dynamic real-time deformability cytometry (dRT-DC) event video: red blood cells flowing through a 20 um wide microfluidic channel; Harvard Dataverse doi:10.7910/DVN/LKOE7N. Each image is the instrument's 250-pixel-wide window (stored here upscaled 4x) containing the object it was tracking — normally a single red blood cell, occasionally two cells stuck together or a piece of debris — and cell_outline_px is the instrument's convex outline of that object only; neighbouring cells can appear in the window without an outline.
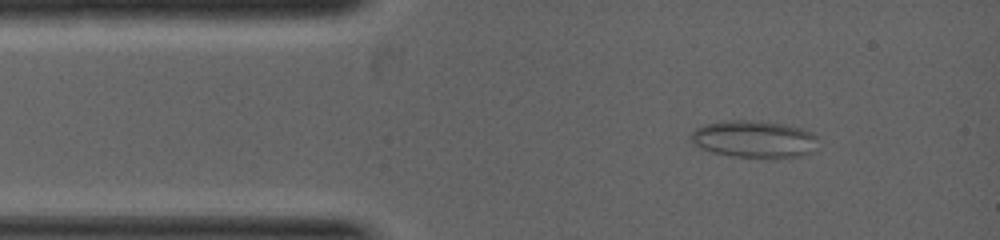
{"species": "common noctule bat (a hibernating species)", "species_latin": "Nyctalus noctula", "temperature_condition": "warm", "stored_images_in_passage": 5, "camera_frame_rate_fps": 5000, "um_per_image_px": 0.085, "animal": {"sex": "female", "body_mass_g": 19.0, "forearm_length_mm": 53.3}, "frame": {"image": 1, "passage_image": 2, "time_ms": 0.4, "image_size_px": [1000, 240], "cell_outline_px": [[816, 152], [800, 156], [772, 160], [732, 156], [712, 152], [700, 148], [688, 140], [688, 136], [696, 128], [704, 124], [728, 120], [744, 120], [784, 124], [800, 128], [812, 132], [816, 136]], "centroid_in_image_um": [64.1, 11.87], "position_along_channel_um": 20.9, "area_um2": 28.26}}
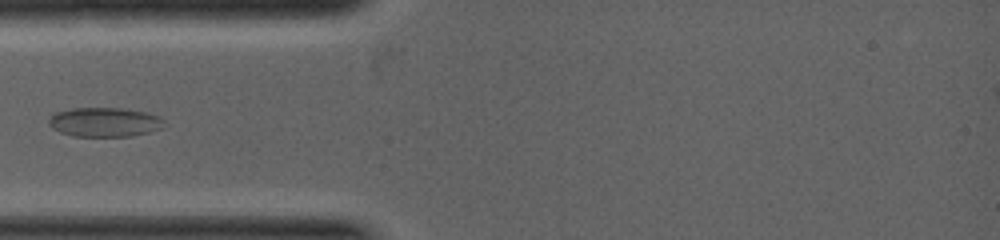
{"frame": {"image": 2, "passage_image": 5, "time_ms": 1.6, "image_size_px": [1000, 240], "cell_outline_px": [[164, 120], [160, 128], [148, 132], [132, 136], [72, 136], [60, 132], [52, 128], [48, 124], [48, 120], [56, 112], [72, 108], [124, 108], [148, 112], [160, 116]], "centroid_in_image_um": [8.88, 10.37], "position_along_channel_um": 76.1, "area_um2": 19.71}}